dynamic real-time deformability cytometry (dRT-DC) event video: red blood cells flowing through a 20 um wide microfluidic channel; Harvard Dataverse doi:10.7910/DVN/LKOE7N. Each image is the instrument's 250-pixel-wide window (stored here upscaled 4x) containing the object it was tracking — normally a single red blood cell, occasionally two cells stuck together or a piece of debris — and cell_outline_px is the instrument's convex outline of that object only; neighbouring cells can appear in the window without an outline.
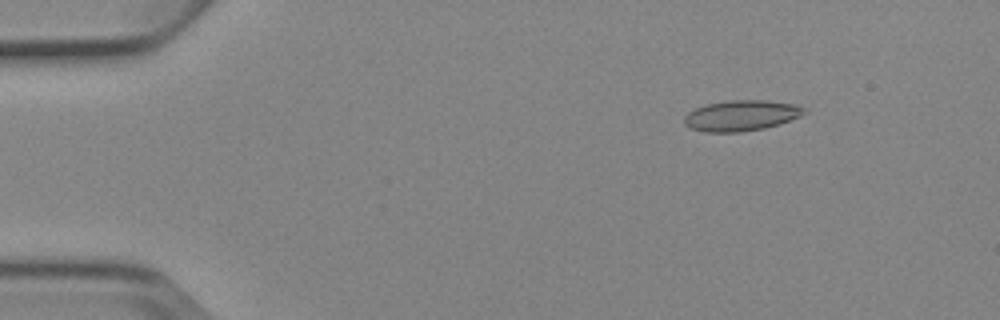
{"species": "Egyptian fruit bat (a non-hibernating species)", "species_latin": "Rousettus aegyptiacus", "temperature_condition": "cold", "stored_images_in_passage": 4, "camera_frame_rate_fps": 3000, "um_per_image_px": 0.085, "animal": {"sex": "female"}, "frame": {"image": 1, "passage_image": 2, "time_ms": 1.333, "image_size_px": [1000, 320], "cell_outline_px": [[808, 112], [800, 116], [780, 124], [764, 128], [740, 132], [704, 132], [692, 128], [684, 124], [684, 116], [688, 112], [696, 108], [708, 104], [732, 100], [768, 100], [796, 104], [804, 108]], "centroid_in_image_um": [63.03, 9.82], "position_along_channel_um": 22.0, "area_um2": 21.44}}
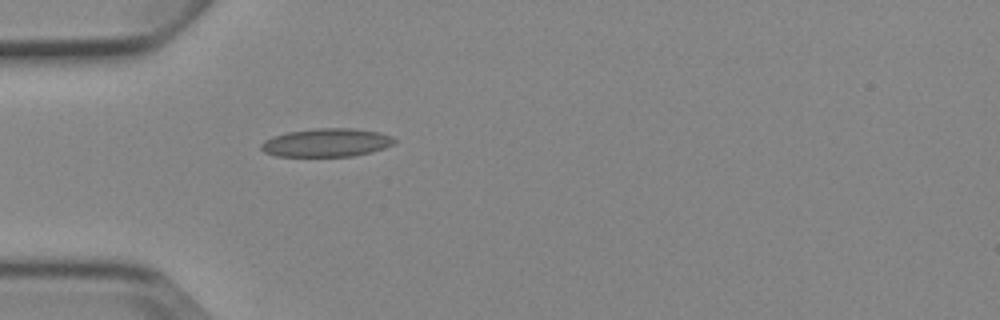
{"frame": {"image": 2, "passage_image": 4, "time_ms": 4.333, "image_size_px": [1000, 320], "cell_outline_px": [[396, 140], [392, 144], [384, 148], [372, 152], [352, 156], [276, 156], [264, 152], [260, 148], [260, 144], [264, 140], [272, 136], [288, 132], [316, 128], [352, 128], [380, 132], [392, 136]], "centroid_in_image_um": [27.74, 12.12], "position_along_channel_um": 57.3, "area_um2": 22.08}}